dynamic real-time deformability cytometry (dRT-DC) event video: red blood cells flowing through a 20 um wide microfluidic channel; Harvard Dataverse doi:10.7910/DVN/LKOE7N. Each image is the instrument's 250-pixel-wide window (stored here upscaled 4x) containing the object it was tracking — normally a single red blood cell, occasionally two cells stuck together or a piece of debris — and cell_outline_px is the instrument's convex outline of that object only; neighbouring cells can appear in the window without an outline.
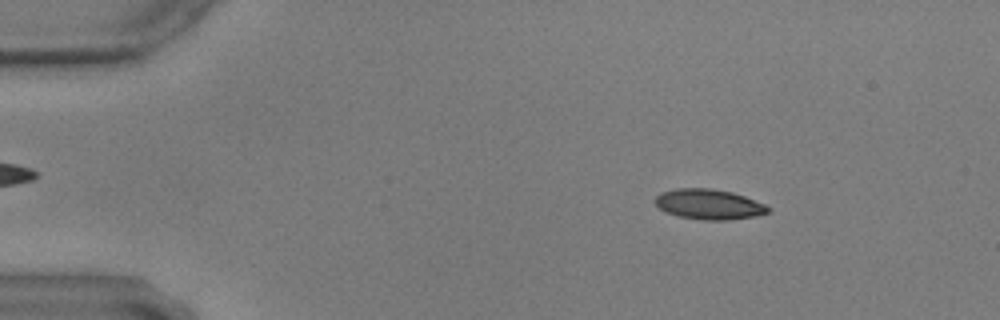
{"species": "common noctule bat (a hibernating species)", "species_latin": "Nyctalus noctula", "temperature_condition": "warm", "stored_images_in_passage": 57, "camera_frame_rate_fps": 3000, "um_per_image_px": 0.085, "animal": {"sex": "male", "body_mass_g": 17.9, "forearm_length_mm": 54.2}, "frame": {"image": 1, "passage_image": 8, "time_ms": 2.333, "image_size_px": [1000, 320], "cell_outline_px": [[772, 212], [756, 216], [732, 220], [704, 220], [680, 216], [668, 212], [660, 208], [656, 204], [656, 196], [660, 192], [676, 188], [712, 188], [732, 192], [744, 196], [764, 204], [772, 208]], "centroid_in_image_um": [60.32, 17.36], "position_along_channel_um": 24.7, "area_um2": 19.94}}
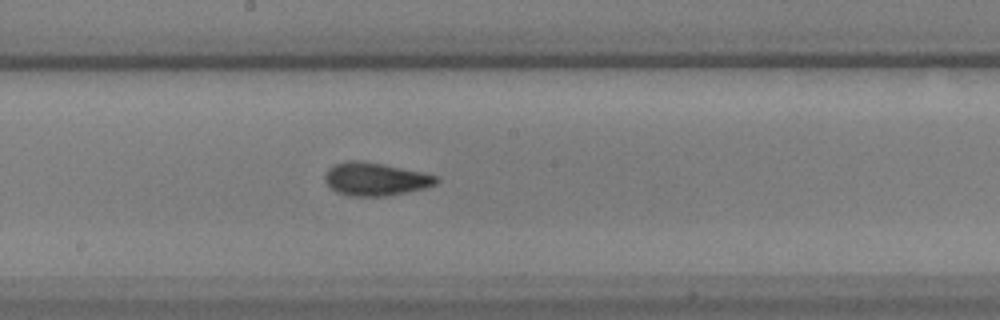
{"frame": {"image": 2, "passage_image": 31, "time_ms": 10.0, "image_size_px": [1000, 320], "cell_outline_px": [[440, 180], [436, 184], [424, 188], [384, 196], [348, 196], [336, 192], [324, 180], [324, 176], [328, 168], [344, 160], [364, 160], [424, 172], [440, 176]], "centroid_in_image_um": [31.92, 15.2], "position_along_channel_um": 216.3, "area_um2": 21.68}}
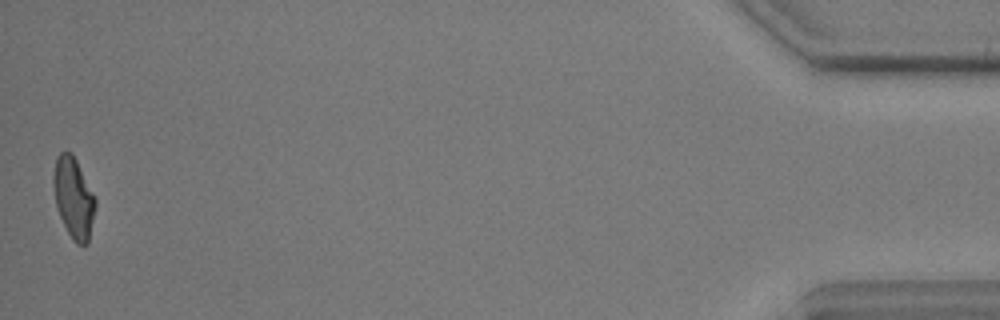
{"frame": {"image": 3, "passage_image": 57, "time_ms": 18.667, "image_size_px": [1000, 320], "cell_outline_px": [[96, 204], [88, 244], [76, 244], [72, 240], [56, 208], [52, 184], [52, 176], [56, 156], [60, 152], [72, 152], [96, 200]], "centroid_in_image_um": [6.22, 16.81], "position_along_channel_um": 429.0, "area_um2": 19.71}}